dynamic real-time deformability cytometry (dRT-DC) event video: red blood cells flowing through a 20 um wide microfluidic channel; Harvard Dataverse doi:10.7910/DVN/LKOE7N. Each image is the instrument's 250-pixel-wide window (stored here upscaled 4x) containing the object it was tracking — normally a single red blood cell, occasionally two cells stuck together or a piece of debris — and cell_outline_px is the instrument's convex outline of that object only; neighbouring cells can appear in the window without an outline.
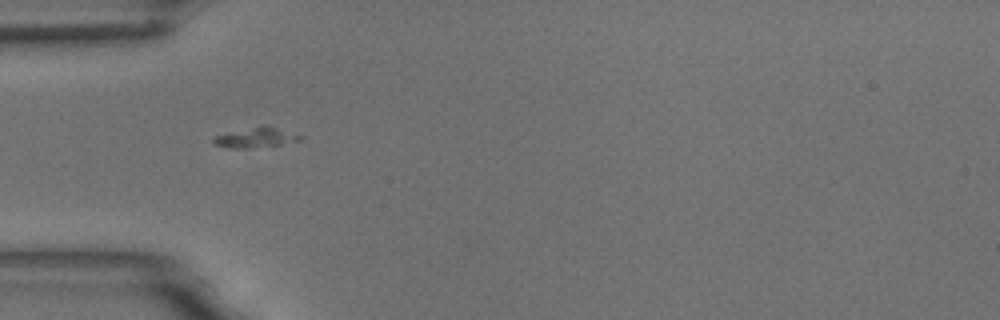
{"species": "common noctule bat (a hibernating species)", "species_latin": "Nyctalus noctula", "temperature_condition": "room temperature", "stored_images_in_passage": 38, "camera_frame_rate_fps": 3000, "um_per_image_px": 0.085, "animal": {"sex": "male", "body_mass_g": 18.8}, "frame": {"image": 1, "passage_image": 6, "time_ms": 1.667, "image_size_px": [1000, 320], "cell_outline_px": [[304, 136], [300, 140], [272, 148], [228, 148], [212, 144], [212, 140], [216, 136], [260, 124], [276, 128]], "centroid_in_image_um": [21.78, 11.72], "position_along_channel_um": 63.2, "area_um2": 10.46}}
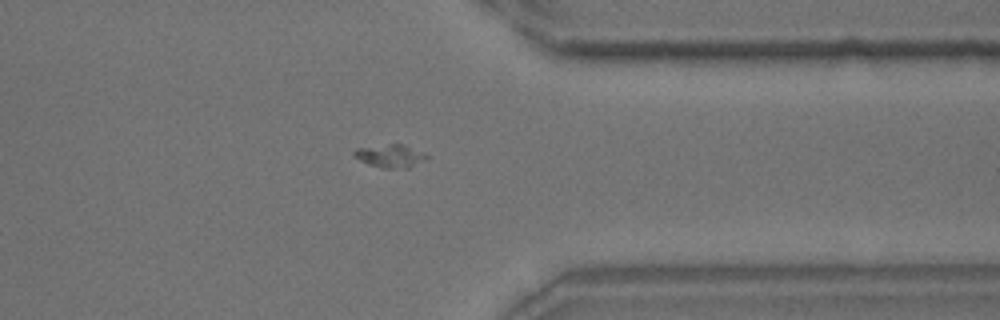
{"frame": {"image": 2, "passage_image": 33, "time_ms": 10.667, "image_size_px": [1000, 320], "cell_outline_px": [[428, 160], [408, 168], [384, 168], [368, 164], [352, 156], [352, 152], [356, 148], [388, 144], [404, 144], [428, 152]], "centroid_in_image_um": [33.24, 13.24], "position_along_channel_um": 378.2, "area_um2": 10.12}}